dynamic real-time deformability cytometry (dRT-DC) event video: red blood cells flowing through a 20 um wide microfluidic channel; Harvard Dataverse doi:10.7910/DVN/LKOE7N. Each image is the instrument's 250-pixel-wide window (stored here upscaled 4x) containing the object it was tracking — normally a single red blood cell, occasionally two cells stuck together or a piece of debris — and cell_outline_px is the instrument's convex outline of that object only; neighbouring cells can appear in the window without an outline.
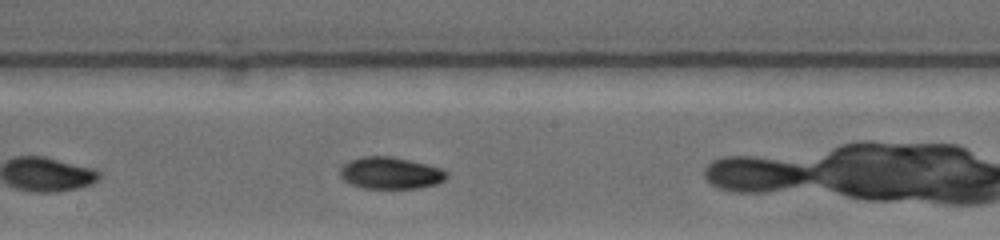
{"species": "common noctule bat (a hibernating species)", "species_latin": "Nyctalus noctula", "temperature_condition": "warm", "stored_images_in_passage": 18, "camera_frame_rate_fps": 4500, "um_per_image_px": 0.085, "animal": {"sex": "female", "body_mass_g": 19.0, "forearm_length_mm": 53.3}, "frame": {"image": 1, "passage_image": 13, "time_ms": 4.444, "image_size_px": [1000, 240], "cell_outline_px": [[448, 176], [444, 180], [436, 184], [420, 188], [364, 188], [352, 184], [344, 180], [340, 176], [340, 168], [344, 164], [352, 160], [364, 156], [388, 156], [424, 164], [440, 168], [448, 172]], "centroid_in_image_um": [33.19, 14.72], "position_along_channel_um": 215.0, "area_um2": 19.48}}